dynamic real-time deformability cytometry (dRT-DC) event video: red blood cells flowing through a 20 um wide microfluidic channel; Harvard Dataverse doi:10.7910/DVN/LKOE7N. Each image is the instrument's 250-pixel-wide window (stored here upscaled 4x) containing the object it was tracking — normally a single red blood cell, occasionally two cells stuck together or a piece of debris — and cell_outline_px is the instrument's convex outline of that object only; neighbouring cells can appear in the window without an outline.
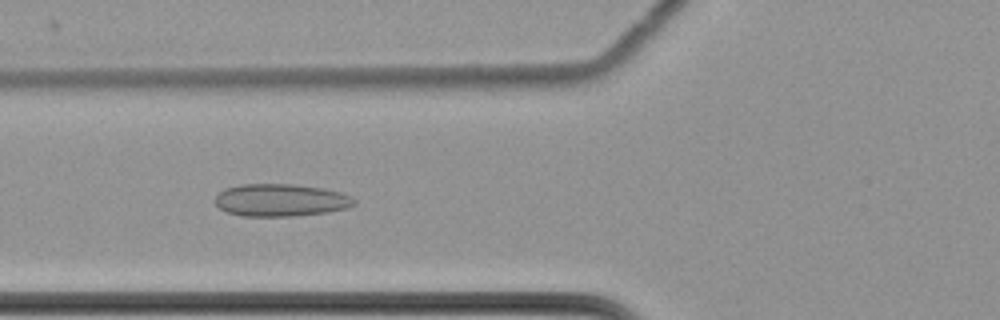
{"species": "common noctule bat (a hibernating species)", "species_latin": "Nyctalus noctula", "temperature_condition": "cold", "stored_images_in_passage": 62, "camera_frame_rate_fps": 3000, "um_per_image_px": 0.085, "animal": {"sex": "female", "body_mass_g": 22.7, "forearm_length_mm": 54.2}, "frame": {"image": 1, "passage_image": 26, "time_ms": 8.333, "image_size_px": [1000, 320], "cell_outline_px": [[356, 204], [348, 208], [328, 212], [292, 216], [240, 216], [228, 212], [220, 208], [216, 204], [216, 196], [224, 188], [240, 184], [292, 184], [320, 188], [340, 192], [352, 196], [356, 200]], "centroid_in_image_um": [23.88, 17.01], "position_along_channel_um": 101.9, "area_um2": 26.36}}
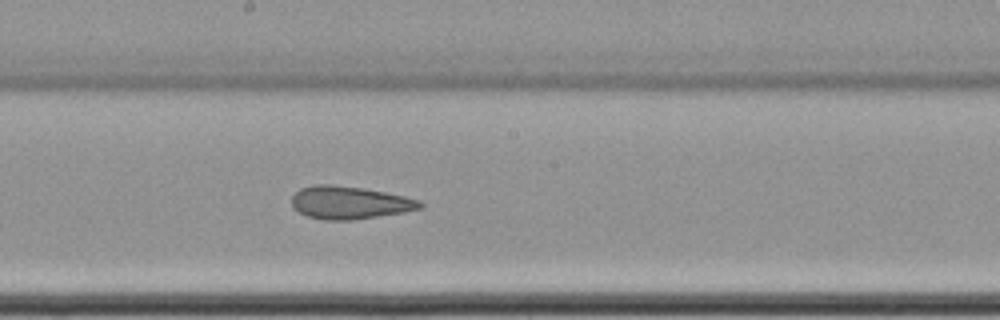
{"frame": {"image": 2, "passage_image": 36, "time_ms": 11.667, "image_size_px": [1000, 320], "cell_outline_px": [[424, 208], [404, 212], [352, 220], [324, 220], [308, 216], [292, 208], [292, 196], [300, 188], [316, 184], [328, 184], [360, 188], [384, 192], [404, 196], [420, 200], [424, 204]], "centroid_in_image_um": [29.72, 17.23], "position_along_channel_um": 218.5, "area_um2": 24.45}}
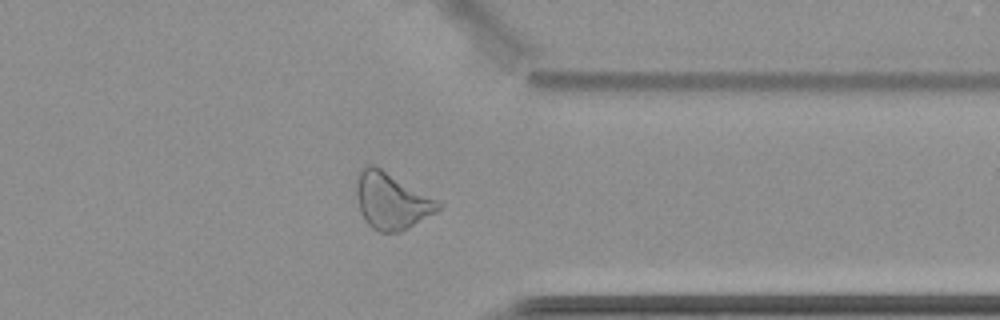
{"frame": {"image": 3, "passage_image": 50, "time_ms": 16.333, "image_size_px": [1000, 320], "cell_outline_px": [[444, 204], [436, 212], [408, 228], [400, 232], [376, 232], [364, 220], [360, 212], [356, 196], [356, 180], [360, 172], [368, 164], [372, 164], [380, 168]], "centroid_in_image_um": [33.25, 17.11], "position_along_channel_um": 378.1, "area_um2": 26.65}, "authors_computed_cell_mechanics": {"area_um2": 28.322, "velocity_mm_per_s": 3.4947, "shape_relaxation_time_tau1_ms": null, "shape_relaxation_time_tau2_ms": 2.5146, "deformation_change_tau1": null, "deformation_change_tau2": 0.1103}}